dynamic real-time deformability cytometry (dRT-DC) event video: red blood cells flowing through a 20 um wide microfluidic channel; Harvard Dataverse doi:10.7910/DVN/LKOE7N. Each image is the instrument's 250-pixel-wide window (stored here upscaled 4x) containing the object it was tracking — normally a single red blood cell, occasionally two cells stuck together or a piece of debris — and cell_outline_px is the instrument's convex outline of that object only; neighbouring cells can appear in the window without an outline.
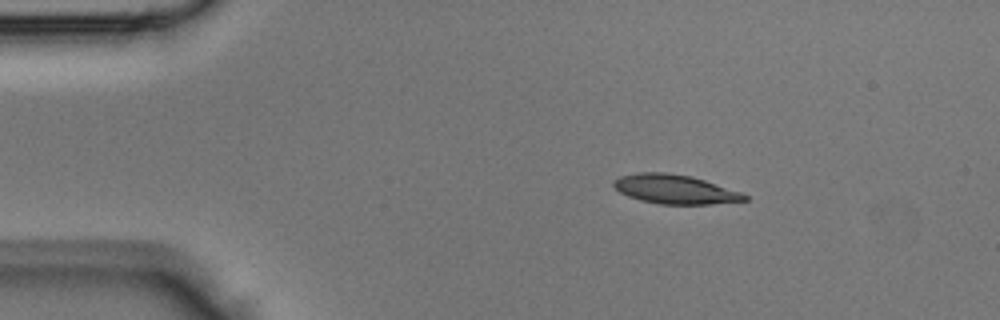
{"species": "Egyptian fruit bat (a non-hibernating species)", "species_latin": "Rousettus aegyptiacus", "temperature_condition": "room temperature", "stored_images_in_passage": 37, "camera_frame_rate_fps": 3000, "um_per_image_px": 0.085, "animal": {"sex": "male"}, "frame": {"image": 1, "passage_image": 1, "time_ms": 0.0, "image_size_px": [1000, 320], "cell_outline_px": [[748, 200], [712, 204], [660, 204], [640, 200], [628, 196], [620, 192], [612, 184], [612, 180], [620, 176], [640, 172], [664, 172], [692, 176], [740, 192], [748, 196]], "centroid_in_image_um": [57.34, 16.08], "position_along_channel_um": 27.7, "area_um2": 22.14}}
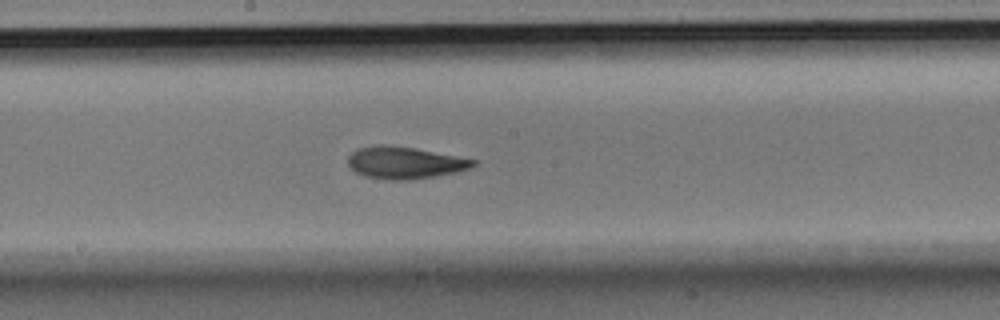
{"frame": {"image": 2, "passage_image": 17, "time_ms": 5.333, "image_size_px": [1000, 320], "cell_outline_px": [[476, 164], [472, 168], [456, 172], [436, 176], [408, 180], [388, 180], [364, 176], [356, 172], [348, 164], [348, 156], [356, 148], [372, 144], [388, 144], [416, 148], [476, 160]], "centroid_in_image_um": [34.37, 13.82], "position_along_channel_um": 213.8, "area_um2": 23.64}}
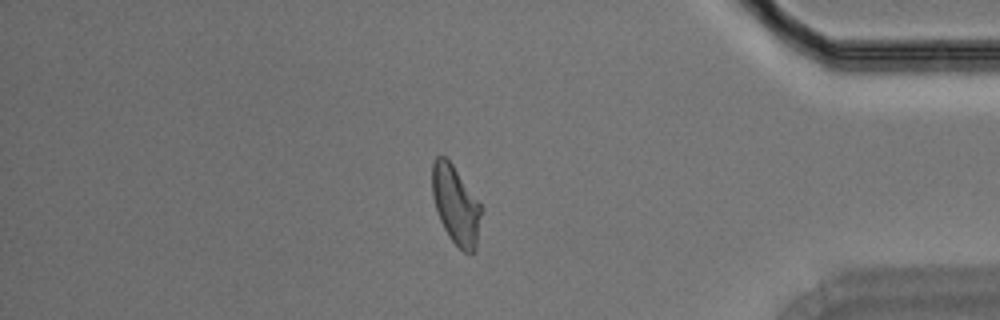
{"frame": {"image": 3, "passage_image": 31, "time_ms": 10.0, "image_size_px": [1000, 320], "cell_outline_px": [[484, 208], [476, 248], [472, 252], [464, 252], [448, 236], [440, 220], [432, 196], [432, 164], [436, 156], [444, 156], [452, 164]], "centroid_in_image_um": [38.77, 17.43], "position_along_channel_um": 396.4, "area_um2": 22.48}}